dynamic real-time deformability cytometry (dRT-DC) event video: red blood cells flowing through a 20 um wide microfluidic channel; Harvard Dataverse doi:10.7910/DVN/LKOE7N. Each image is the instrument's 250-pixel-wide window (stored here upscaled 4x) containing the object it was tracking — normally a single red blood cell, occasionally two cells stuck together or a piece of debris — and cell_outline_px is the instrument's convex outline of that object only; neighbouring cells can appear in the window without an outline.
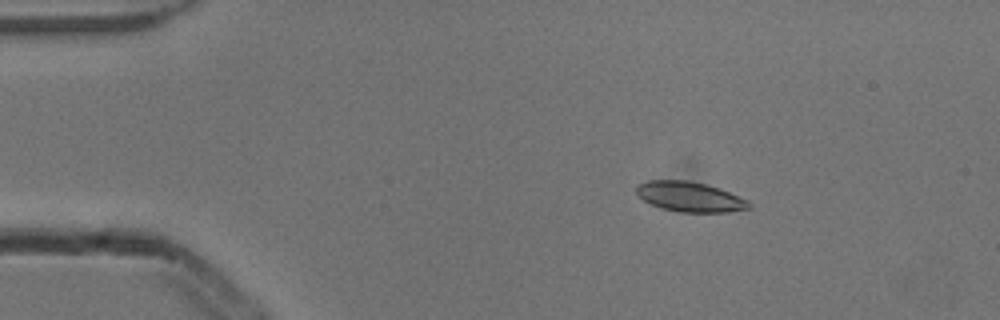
{"species": "common noctule bat (a hibernating species)", "species_latin": "Nyctalus noctula", "temperature_condition": "cold", "stored_images_in_passage": 4, "camera_frame_rate_fps": 3000, "um_per_image_px": 0.085, "animal": {"sex": "male", "body_mass_g": 13.3}, "frame": {"image": 1, "passage_image": 3, "time_ms": 0.667, "image_size_px": [1000, 320], "cell_outline_px": [[752, 208], [728, 212], [680, 212], [660, 208], [644, 200], [636, 192], [636, 184], [648, 180], [688, 180], [704, 184], [728, 192], [748, 200], [752, 204]], "centroid_in_image_um": [58.63, 16.73], "position_along_channel_um": 26.4, "area_um2": 19.59}}